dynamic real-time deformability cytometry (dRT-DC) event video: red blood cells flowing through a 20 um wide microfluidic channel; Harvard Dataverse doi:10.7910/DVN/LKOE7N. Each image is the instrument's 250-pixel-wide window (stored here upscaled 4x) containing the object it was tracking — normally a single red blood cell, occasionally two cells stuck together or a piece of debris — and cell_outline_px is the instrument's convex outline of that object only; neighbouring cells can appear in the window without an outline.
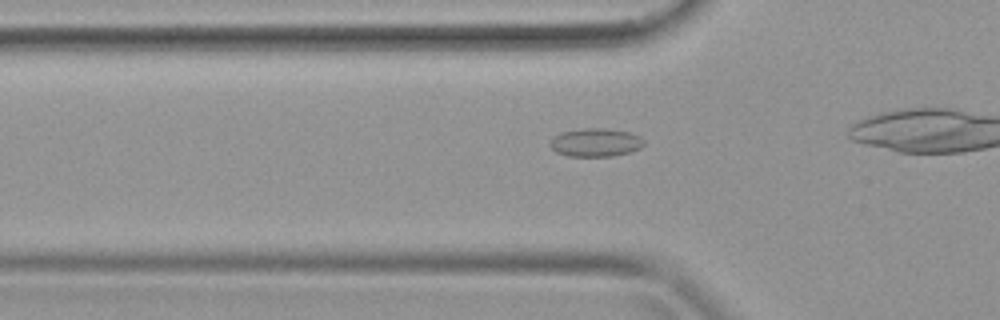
{"species": "common noctule bat (a hibernating species)", "species_latin": "Nyctalus noctula", "temperature_condition": "warm", "stored_images_in_passage": 21, "camera_frame_rate_fps": 3000, "um_per_image_px": 0.085, "animal": {"sex": "female", "body_mass_g": 19.9}, "frame": {"image": 1, "passage_image": 10, "time_ms": 3.0, "image_size_px": [1000, 320], "cell_outline_px": [[644, 144], [640, 148], [632, 152], [612, 156], [568, 156], [556, 152], [548, 144], [552, 136], [560, 132], [584, 128], [604, 128], [628, 132], [640, 136], [644, 140]], "centroid_in_image_um": [50.6, 12.11], "position_along_channel_um": 75.2, "area_um2": 15.66}}
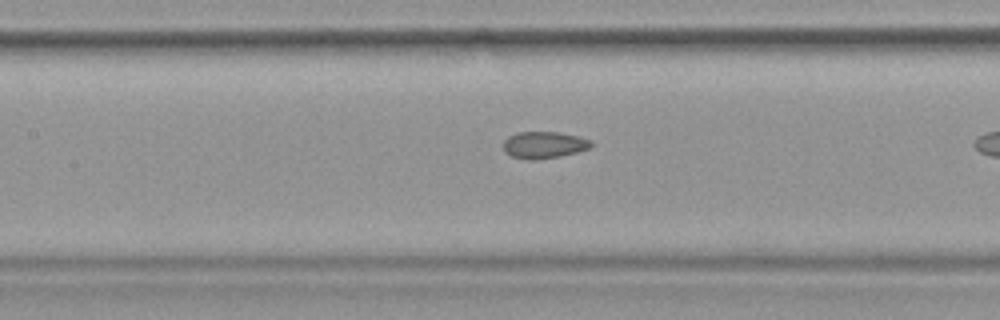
{"frame": {"image": 2, "passage_image": 15, "time_ms": 4.667, "image_size_px": [1000, 320], "cell_outline_px": [[592, 144], [588, 148], [576, 152], [560, 156], [536, 160], [528, 160], [512, 156], [504, 152], [504, 140], [508, 136], [516, 132], [560, 132], [592, 140]], "centroid_in_image_um": [46.2, 12.31], "position_along_channel_um": 161.2, "area_um2": 13.7}}